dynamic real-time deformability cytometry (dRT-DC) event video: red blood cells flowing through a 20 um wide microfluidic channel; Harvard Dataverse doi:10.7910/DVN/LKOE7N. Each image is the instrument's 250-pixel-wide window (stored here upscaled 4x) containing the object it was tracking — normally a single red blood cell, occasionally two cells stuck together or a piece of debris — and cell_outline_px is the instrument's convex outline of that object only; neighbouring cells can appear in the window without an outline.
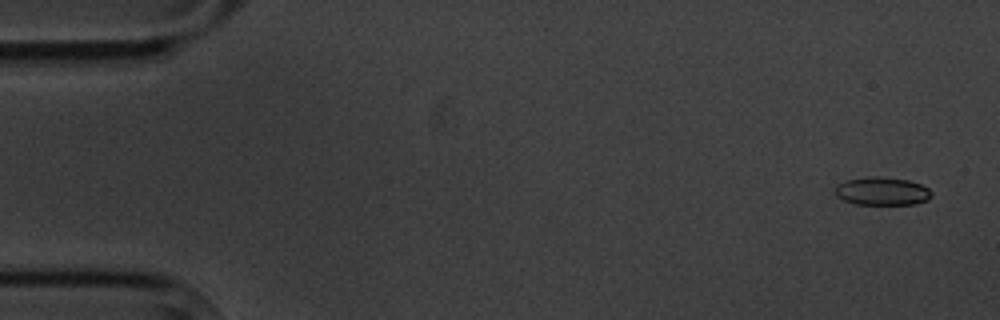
{"species": "common noctule bat (a hibernating species)", "species_latin": "Nyctalus noctula", "temperature_condition": "cold", "stored_images_in_passage": 5, "camera_frame_rate_fps": 3000, "um_per_image_px": 0.085, "animal": {"sex": "male", "body_mass_g": 20.1, "forearm_length_mm": 53.5}, "frame": {"image": 1, "passage_image": 1, "time_ms": 0.0, "image_size_px": [1000, 320], "cell_outline_px": [[932, 196], [928, 200], [916, 204], [856, 204], [844, 200], [836, 196], [836, 184], [844, 180], [872, 176], [880, 176], [908, 180], [920, 184], [928, 188], [932, 192]], "centroid_in_image_um": [74.98, 16.24], "position_along_channel_um": 10.0, "area_um2": 15.9}}